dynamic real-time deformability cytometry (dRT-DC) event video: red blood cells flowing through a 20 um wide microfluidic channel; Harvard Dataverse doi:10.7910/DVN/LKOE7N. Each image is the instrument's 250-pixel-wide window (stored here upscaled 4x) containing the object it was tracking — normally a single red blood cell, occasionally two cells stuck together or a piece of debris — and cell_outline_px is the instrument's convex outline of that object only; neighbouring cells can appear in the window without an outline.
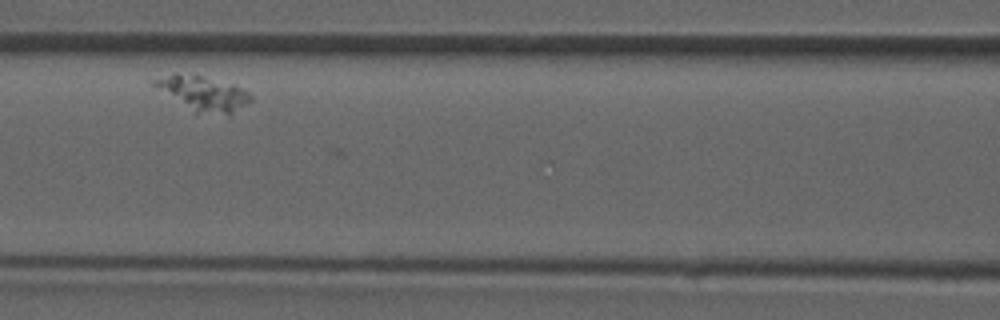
{"species": "common noctule bat (a hibernating species)", "species_latin": "Nyctalus noctula", "temperature_condition": "room temperature", "stored_images_in_passage": 28, "camera_frame_rate_fps": 3000, "um_per_image_px": 0.085, "animal": {"sex": "male", "forearm_length_mm": 52.5}, "frame": {"image": 1, "passage_image": 9, "time_ms": 2.667, "image_size_px": [1000, 320], "cell_outline_px": [[252, 100], [228, 116], [196, 112], [152, 84], [152, 80], [176, 72], [200, 76], [232, 84], [244, 88], [252, 96]], "centroid_in_image_um": [17.33, 7.94], "position_along_channel_um": 149.3, "area_um2": 18.96}}